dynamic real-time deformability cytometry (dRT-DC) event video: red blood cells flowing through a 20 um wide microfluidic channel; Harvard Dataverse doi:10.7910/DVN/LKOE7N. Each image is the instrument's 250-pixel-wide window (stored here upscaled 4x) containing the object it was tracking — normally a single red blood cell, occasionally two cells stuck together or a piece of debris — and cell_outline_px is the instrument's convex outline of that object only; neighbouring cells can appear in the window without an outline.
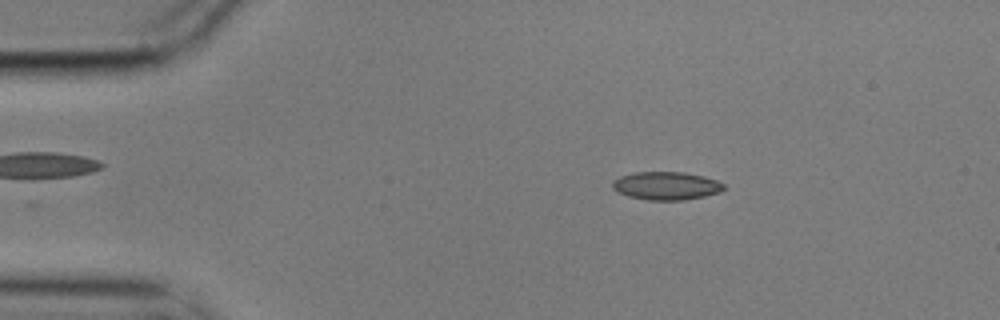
{"species": "common noctule bat (a hibernating species)", "species_latin": "Nyctalus noctula", "temperature_condition": "cold", "stored_images_in_passage": 4, "camera_frame_rate_fps": 3000, "um_per_image_px": 0.085, "animal": {"sex": "male", "body_mass_g": 17.9}, "frame": {"image": 1, "passage_image": 1, "time_ms": 0.0, "image_size_px": [1000, 320], "cell_outline_px": [[724, 188], [720, 192], [704, 196], [684, 200], [648, 200], [628, 196], [616, 192], [612, 188], [612, 180], [620, 176], [636, 172], [684, 172], [704, 176], [716, 180], [724, 184]], "centroid_in_image_um": [56.6, 15.79], "position_along_channel_um": 28.4, "area_um2": 18.32}}
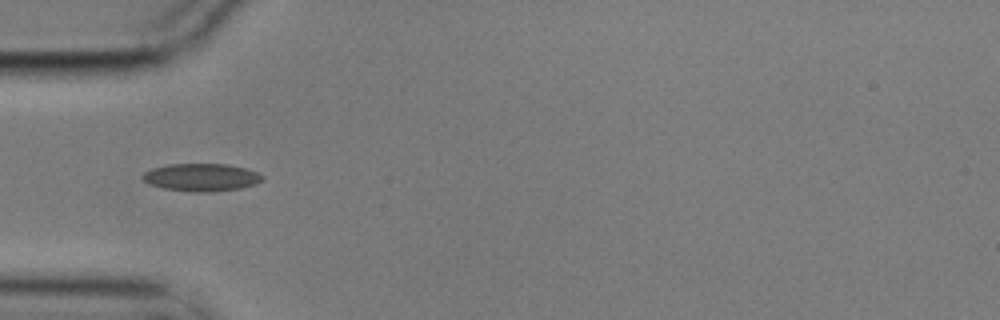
{"frame": {"image": 2, "passage_image": 3, "time_ms": 0.667, "image_size_px": [1000, 320], "cell_outline_px": [[264, 180], [256, 184], [240, 188], [208, 192], [196, 192], [164, 188], [148, 184], [140, 176], [144, 172], [152, 168], [168, 164], [228, 164], [248, 168], [264, 176]], "centroid_in_image_um": [17.13, 15.06], "position_along_channel_um": 67.9, "area_um2": 19.42}}
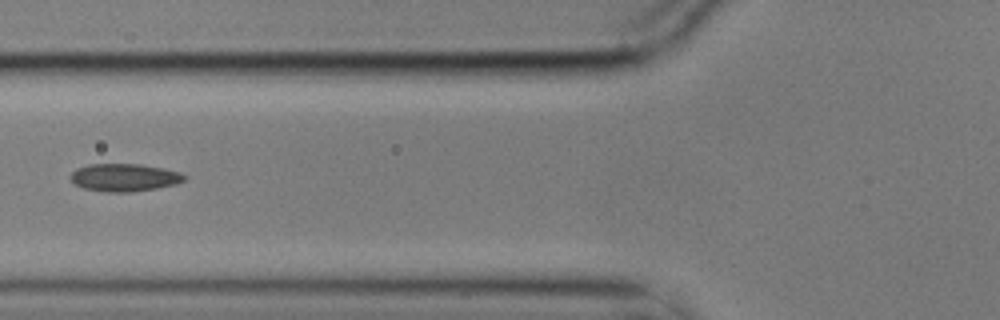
{"frame": {"image": 3, "passage_image": 4, "time_ms": 1.0, "image_size_px": [1000, 320], "cell_outline_px": [[188, 176], [184, 180], [176, 184], [156, 188], [128, 192], [108, 192], [84, 188], [76, 184], [72, 180], [72, 172], [76, 168], [88, 164], [140, 164], [164, 168], [180, 172]], "centroid_in_image_um": [10.61, 15.07], "position_along_channel_um": 115.2, "area_um2": 18.26}}